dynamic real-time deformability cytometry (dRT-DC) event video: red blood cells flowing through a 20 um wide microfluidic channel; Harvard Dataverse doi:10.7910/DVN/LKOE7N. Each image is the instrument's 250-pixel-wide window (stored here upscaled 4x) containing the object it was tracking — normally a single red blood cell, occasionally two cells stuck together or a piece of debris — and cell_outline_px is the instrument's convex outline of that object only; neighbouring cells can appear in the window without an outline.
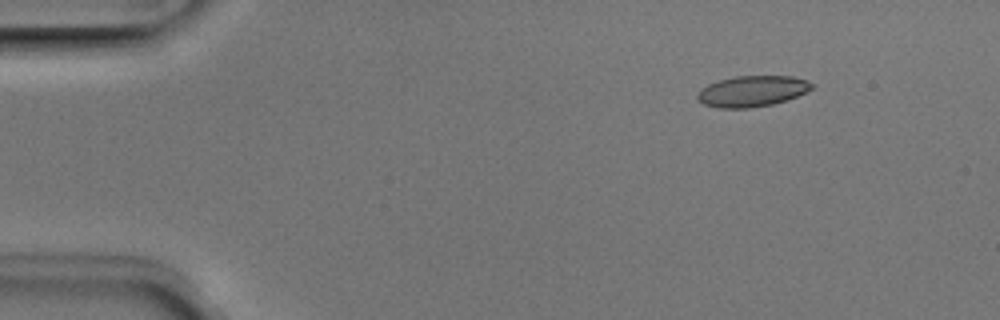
{"species": "Egyptian fruit bat (a non-hibernating species)", "species_latin": "Rousettus aegyptiacus", "temperature_condition": "room temperature", "stored_images_in_passage": 5, "camera_frame_rate_fps": 3000, "um_per_image_px": 0.085, "animal": {"sex": "male"}, "frame": {"image": 1, "passage_image": 2, "time_ms": 0.333, "image_size_px": [1000, 320], "cell_outline_px": [[816, 84], [812, 88], [796, 96], [772, 104], [748, 108], [716, 108], [704, 104], [696, 100], [696, 96], [700, 88], [708, 84], [720, 80], [736, 76], [792, 76]], "centroid_in_image_um": [63.87, 7.75], "position_along_channel_um": 21.1, "area_um2": 20.52}}